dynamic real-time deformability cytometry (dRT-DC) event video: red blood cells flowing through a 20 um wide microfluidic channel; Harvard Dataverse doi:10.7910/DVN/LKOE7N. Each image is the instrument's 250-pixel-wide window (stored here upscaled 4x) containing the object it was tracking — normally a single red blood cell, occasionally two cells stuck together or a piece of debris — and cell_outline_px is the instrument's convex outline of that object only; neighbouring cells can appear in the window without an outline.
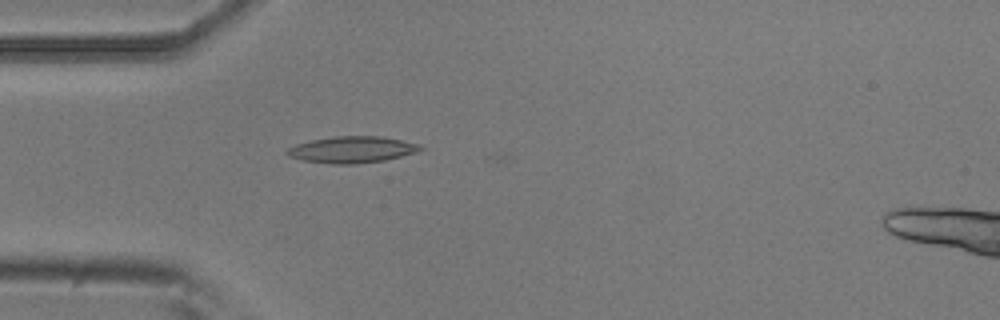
{"species": "common noctule bat (a hibernating species)", "species_latin": "Nyctalus noctula", "temperature_condition": "room temperature", "stored_images_in_passage": 39, "camera_frame_rate_fps": 3000, "um_per_image_px": 0.085, "animal": {"sex": "male", "body_mass_g": 20.5, "forearm_length_mm": 52.5}, "frame": {"image": 1, "passage_image": 1, "time_ms": 0.0, "image_size_px": [1000, 320], "cell_outline_px": [[424, 148], [416, 152], [384, 160], [356, 164], [332, 164], [304, 160], [288, 156], [284, 152], [288, 148], [296, 144], [312, 140], [336, 136], [380, 136], [420, 144]], "centroid_in_image_um": [29.9, 12.72], "position_along_channel_um": 55.1, "area_um2": 20.4}}
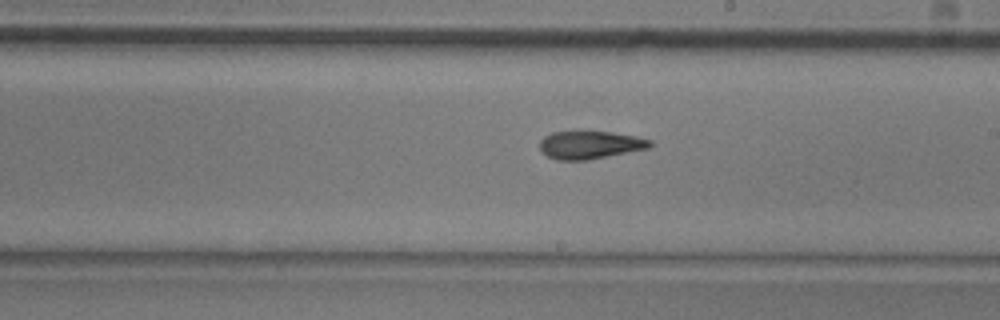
{"frame": {"image": 2, "passage_image": 16, "time_ms": 5.0, "image_size_px": [1000, 320], "cell_outline_px": [[652, 144], [648, 148], [588, 160], [556, 160], [540, 152], [540, 140], [544, 136], [552, 132], [580, 128], [612, 132], [636, 136], [652, 140]], "centroid_in_image_um": [50.1, 12.26], "position_along_channel_um": 238.9, "area_um2": 18.73}}
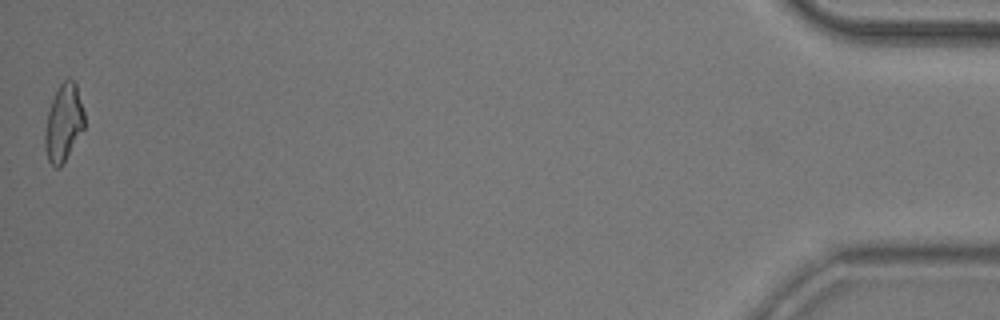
{"frame": {"image": 3, "passage_image": 39, "time_ms": 12.667, "image_size_px": [1000, 320], "cell_outline_px": [[84, 128], [60, 168], [56, 168], [48, 160], [44, 148], [44, 132], [48, 112], [52, 100], [60, 84], [68, 76], [76, 84], [84, 112]], "centroid_in_image_um": [5.39, 10.44], "position_along_channel_um": 429.8, "area_um2": 17.63}, "authors_computed_cell_mechanics": {"area_um2": 18.207, "velocity_mm_per_s": 3.7565, "shape_relaxation_time_tau1_ms": null, "shape_relaxation_time_tau2_ms": 5.5162, "deformation_change_tau1": null, "deformation_change_tau2": 0.1587}}